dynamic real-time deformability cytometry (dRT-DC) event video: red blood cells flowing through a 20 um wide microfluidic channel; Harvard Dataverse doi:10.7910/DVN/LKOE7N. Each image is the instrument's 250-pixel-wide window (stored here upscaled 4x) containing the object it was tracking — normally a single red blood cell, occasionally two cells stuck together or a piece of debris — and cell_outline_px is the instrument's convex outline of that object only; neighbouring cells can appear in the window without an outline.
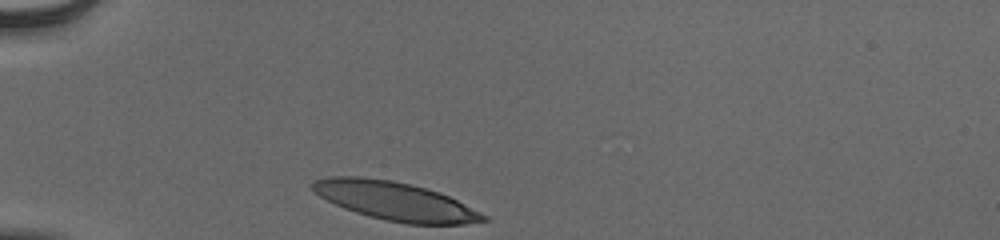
{"species": "human", "species_latin": "Homo sapiens", "temperature_condition": "cold", "stored_images_in_passage": 30, "camera_frame_rate_fps": 3000, "um_per_image_px": 0.085, "donor": {"sex": "male"}, "frame": {"image": 1, "passage_image": 1, "time_ms": 0.0, "image_size_px": [1000, 240], "cell_outline_px": [[492, 220], [464, 224], [408, 224], [384, 220], [368, 216], [344, 208], [320, 196], [308, 188], [308, 184], [312, 180], [328, 176], [360, 176], [392, 180], [424, 188], [448, 196], [488, 216]], "centroid_in_image_um": [33.53, 17.08], "position_along_channel_um": 51.5, "area_um2": 38.32}}
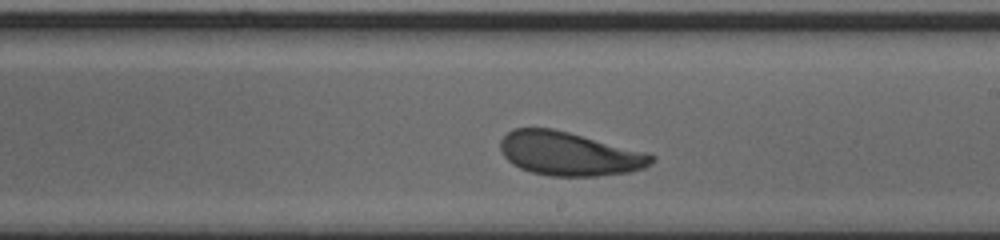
{"frame": {"image": 2, "passage_image": 18, "time_ms": 5.667, "image_size_px": [1000, 240], "cell_outline_px": [[656, 160], [652, 164], [644, 168], [632, 172], [600, 176], [548, 176], [532, 172], [520, 168], [512, 164], [504, 156], [500, 148], [500, 140], [512, 128], [552, 128], [648, 152], [656, 156]], "centroid_in_image_um": [48.43, 13.08], "position_along_channel_um": 240.6, "area_um2": 38.84}}
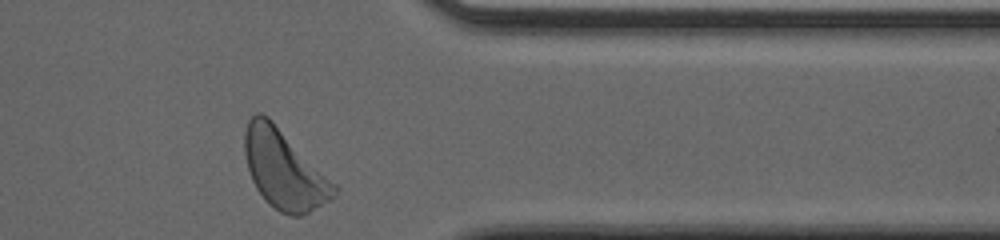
{"frame": {"image": 3, "passage_image": 30, "time_ms": 9.667, "image_size_px": [1000, 240], "cell_outline_px": [[340, 188], [332, 200], [300, 216], [288, 216], [280, 212], [268, 204], [264, 200], [256, 188], [252, 180], [244, 156], [244, 132], [248, 120], [256, 112], [260, 112], [268, 116]], "centroid_in_image_um": [24.14, 14.42], "position_along_channel_um": 387.3, "area_um2": 41.27}, "authors_computed_cell_mechanics": {"area_um2": 38.8127, "velocity_mm_per_s": 3.8279, "shape_relaxation_time_tau1_ms": 3.3718, "shape_relaxation_time_tau2_ms": 3.3607, "deformation_change_tau1": 0.151, "deformation_change_tau2": 0.1118}}